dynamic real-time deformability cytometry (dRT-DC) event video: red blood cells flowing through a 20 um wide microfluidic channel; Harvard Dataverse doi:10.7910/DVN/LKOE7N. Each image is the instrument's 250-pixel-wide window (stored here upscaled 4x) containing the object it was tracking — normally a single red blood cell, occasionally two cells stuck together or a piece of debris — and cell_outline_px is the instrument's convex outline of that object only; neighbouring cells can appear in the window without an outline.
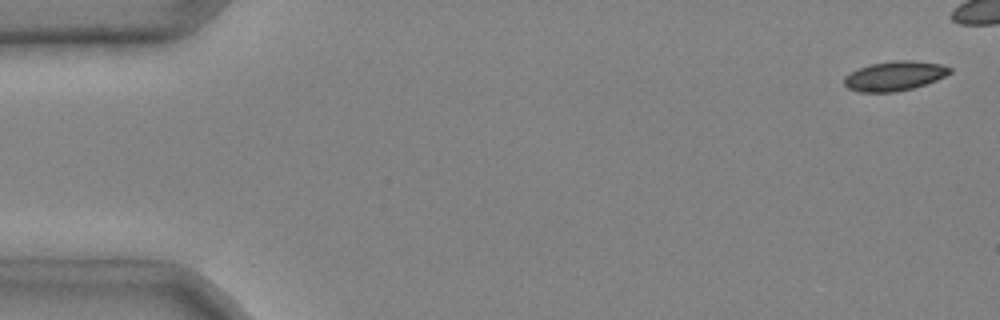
{"species": "common noctule bat (a hibernating species)", "species_latin": "Nyctalus noctula", "temperature_condition": "cold", "stored_images_in_passage": 9, "camera_frame_rate_fps": 3000, "um_per_image_px": 0.085, "animal": {"sex": "male", "body_mass_g": 20.4}, "frame": {"image": 1, "passage_image": 1, "time_ms": 0.0, "image_size_px": [1000, 320], "cell_outline_px": [[952, 72], [936, 80], [912, 88], [896, 92], [860, 92], [848, 88], [844, 84], [844, 76], [868, 64], [892, 60], [912, 60], [944, 64], [952, 68]], "centroid_in_image_um": [76.05, 6.44], "position_along_channel_um": 8.9, "area_um2": 18.26}}
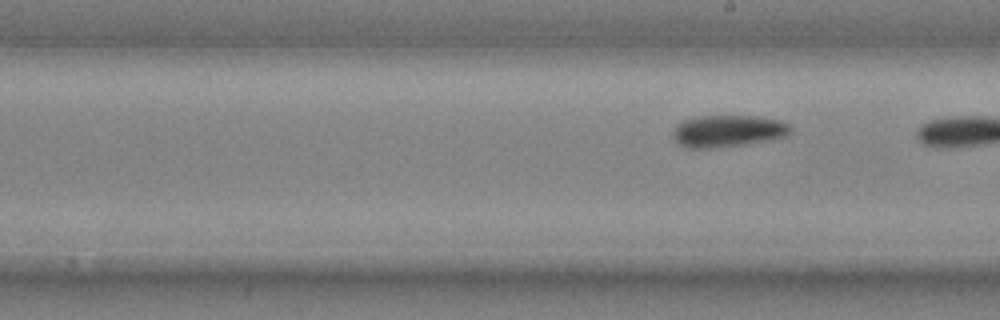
{"frame": {"image": 2, "passage_image": 9, "time_ms": 2.667, "image_size_px": [1000, 320], "cell_outline_px": [[792, 128], [788, 136], [748, 144], [712, 148], [688, 148], [680, 144], [676, 140], [676, 128], [684, 120], [700, 116], [756, 116], [784, 120]], "centroid_in_image_um": [61.98, 11.13], "position_along_channel_um": 227.0, "area_um2": 21.68}}